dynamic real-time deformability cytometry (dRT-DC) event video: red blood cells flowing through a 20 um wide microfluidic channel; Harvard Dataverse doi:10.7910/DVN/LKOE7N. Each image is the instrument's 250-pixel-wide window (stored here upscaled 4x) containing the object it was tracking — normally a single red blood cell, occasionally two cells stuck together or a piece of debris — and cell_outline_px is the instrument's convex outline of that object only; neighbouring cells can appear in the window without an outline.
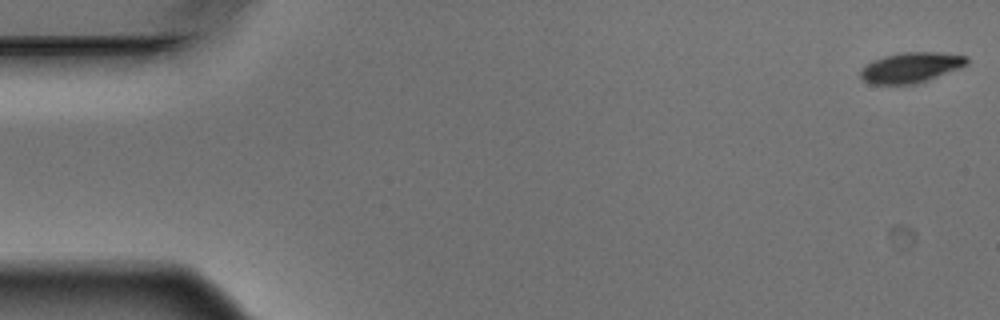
{"species": "Egyptian fruit bat (a non-hibernating species)", "species_latin": "Rousettus aegyptiacus", "temperature_condition": "warm", "stored_images_in_passage": 5, "camera_frame_rate_fps": 3000, "um_per_image_px": 0.085, "animal": {"sex": "male"}, "frame": {"image": 1, "passage_image": 1, "time_ms": 0.0, "image_size_px": [1000, 320], "cell_outline_px": [[968, 64], [960, 68], [916, 84], [872, 84], [864, 80], [860, 76], [860, 68], [872, 60], [884, 56], [904, 52], [936, 52], [968, 56]], "centroid_in_image_um": [77.41, 5.73], "position_along_channel_um": 7.6, "area_um2": 18.79}}